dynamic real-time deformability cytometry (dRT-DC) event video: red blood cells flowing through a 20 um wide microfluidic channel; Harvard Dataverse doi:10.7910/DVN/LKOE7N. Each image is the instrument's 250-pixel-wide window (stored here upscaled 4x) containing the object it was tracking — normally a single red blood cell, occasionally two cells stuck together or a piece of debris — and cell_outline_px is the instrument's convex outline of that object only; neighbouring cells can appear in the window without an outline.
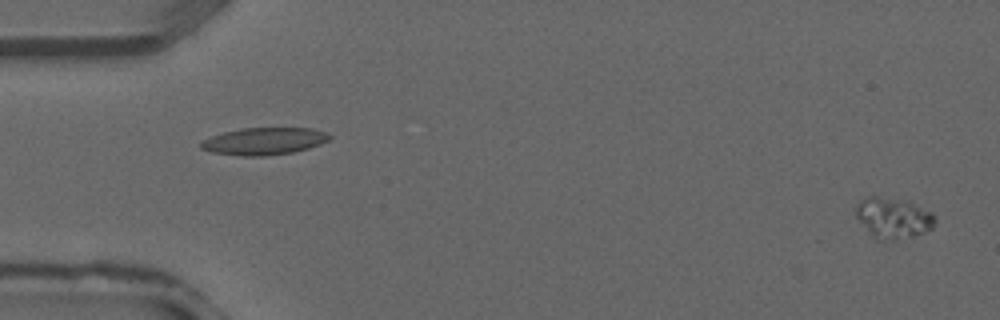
{"species": "common noctule bat (a hibernating species)", "species_latin": "Nyctalus noctula", "temperature_condition": "warm", "stored_images_in_passage": 38, "camera_frame_rate_fps": 3000, "um_per_image_px": 0.085, "animal": {"sex": "male", "forearm_length_mm": 52.5}, "frame": {"image": 1, "passage_image": 1, "time_ms": 0.0, "image_size_px": [1000, 320], "cell_outline_px": [[936, 220], [932, 228], [924, 232], [912, 236], [896, 240], [880, 240], [872, 236], [856, 216], [856, 204], [860, 200], [868, 196], [876, 196], [908, 200], [932, 212], [936, 216]], "centroid_in_image_um": [75.94, 18.51], "position_along_channel_um": 9.1, "area_um2": 18.9}}
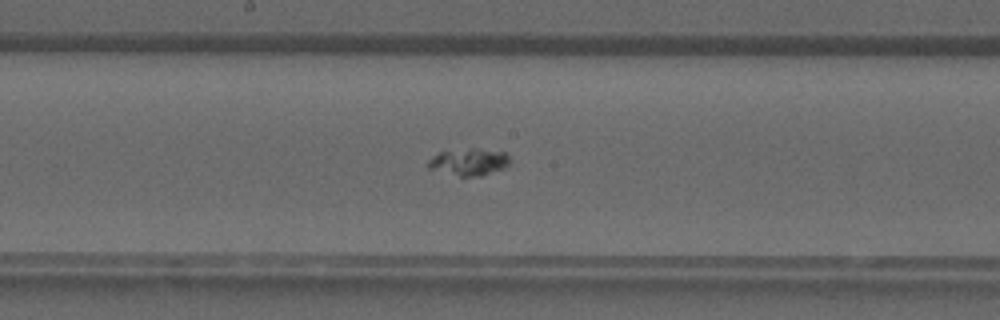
{"frame": {"image": 2, "passage_image": 20, "time_ms": 6.333, "image_size_px": [1000, 320], "cell_outline_px": [[508, 164], [504, 168], [480, 176], [460, 176], [428, 168], [428, 160], [432, 156], [440, 152], [472, 148], [476, 148], [504, 152], [508, 156]], "centroid_in_image_um": [39.84, 13.76], "position_along_channel_um": 208.4, "area_um2": 12.6}}
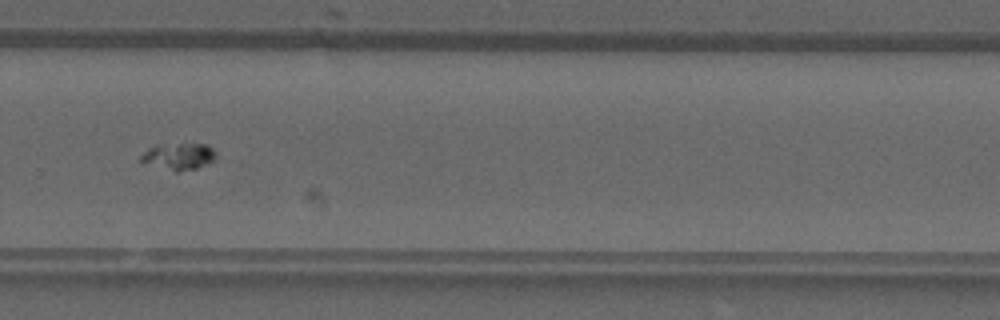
{"frame": {"image": 3, "passage_image": 26, "time_ms": 8.333, "image_size_px": [1000, 320], "cell_outline_px": [[216, 156], [212, 160], [196, 168], [176, 172], [140, 160], [140, 156], [148, 148], [156, 144], [208, 144], [216, 152]], "centroid_in_image_um": [15.19, 13.26], "position_along_channel_um": 314.6, "area_um2": 11.39}}